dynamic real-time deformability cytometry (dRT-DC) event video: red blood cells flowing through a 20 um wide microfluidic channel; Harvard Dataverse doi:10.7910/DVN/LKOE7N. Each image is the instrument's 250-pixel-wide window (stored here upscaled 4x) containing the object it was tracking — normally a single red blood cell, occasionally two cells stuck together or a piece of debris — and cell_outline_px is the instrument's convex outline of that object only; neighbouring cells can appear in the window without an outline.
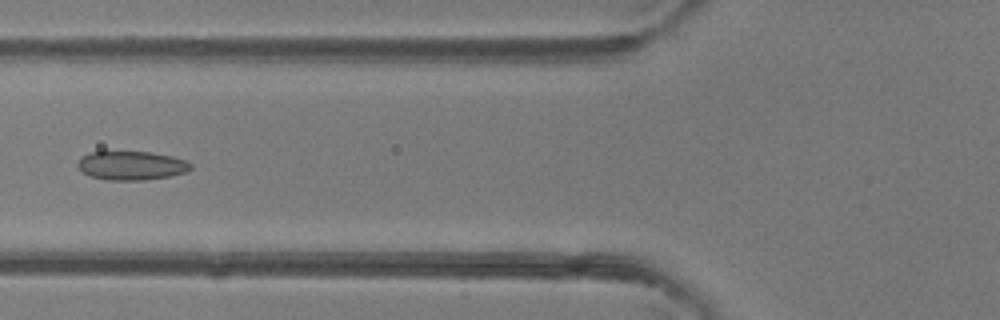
{"species": "common noctule bat (a hibernating species)", "species_latin": "Nyctalus noctula", "temperature_condition": "room temperature", "stored_images_in_passage": 39, "camera_frame_rate_fps": 3000, "um_per_image_px": 0.085, "animal": {"sex": "female"}, "frame": {"image": 1, "passage_image": 10, "time_ms": 3.0, "image_size_px": [1000, 320], "cell_outline_px": [[192, 168], [188, 172], [168, 176], [144, 180], [108, 180], [92, 176], [84, 172], [76, 164], [80, 156], [92, 152], [148, 152], [172, 156], [184, 160], [192, 164]], "centroid_in_image_um": [11.19, 14.07], "position_along_channel_um": 114.6, "area_um2": 18.84}}
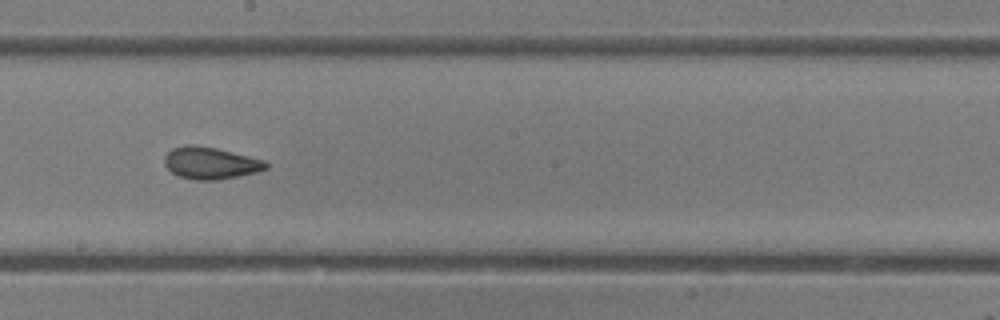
{"frame": {"image": 2, "passage_image": 18, "time_ms": 5.667, "image_size_px": [1000, 320], "cell_outline_px": [[268, 168], [256, 172], [216, 180], [196, 180], [180, 176], [172, 172], [164, 164], [164, 156], [172, 148], [188, 144], [196, 144], [216, 148], [264, 160], [268, 164]], "centroid_in_image_um": [17.87, 13.84], "position_along_channel_um": 230.3, "area_um2": 18.79}}
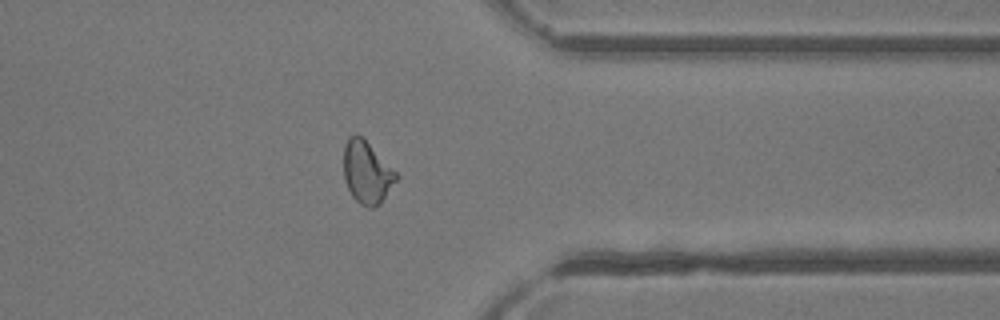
{"frame": {"image": 3, "passage_image": 29, "time_ms": 9.333, "image_size_px": [1000, 320], "cell_outline_px": [[400, 176], [380, 204], [372, 208], [368, 208], [360, 204], [352, 196], [344, 180], [344, 144], [348, 136], [356, 132]], "centroid_in_image_um": [31.16, 14.67], "position_along_channel_um": 380.2, "area_um2": 18.96}, "authors_computed_cell_mechanics": {"area_um2": 19.074, "velocity_mm_per_s": 4.3249, "shape_relaxation_time_tau1_ms": null, "shape_relaxation_time_tau2_ms": 1.8149, "deformation_change_tau1": null, "deformation_change_tau2": 0.079}}